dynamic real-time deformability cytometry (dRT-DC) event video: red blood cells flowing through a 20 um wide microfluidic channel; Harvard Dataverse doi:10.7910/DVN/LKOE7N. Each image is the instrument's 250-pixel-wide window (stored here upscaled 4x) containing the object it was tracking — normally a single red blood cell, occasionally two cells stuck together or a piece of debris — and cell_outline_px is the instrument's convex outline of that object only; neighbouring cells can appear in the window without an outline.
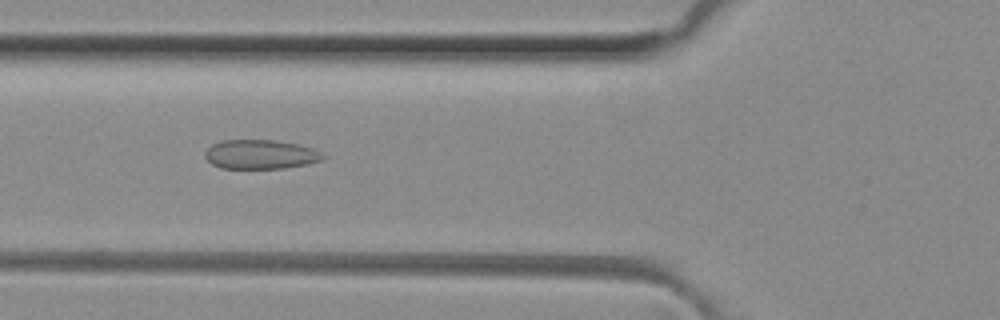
{"species": "common noctule bat (a hibernating species)", "species_latin": "Nyctalus noctula", "temperature_condition": "room temperature", "stored_images_in_passage": 36, "camera_frame_rate_fps": 3000, "um_per_image_px": 0.085, "animal": {"sex": "female", "body_mass_g": 29.2, "forearm_length_mm": 56.3}, "frame": {"image": 1, "passage_image": 7, "time_ms": 2.0, "image_size_px": [1000, 320], "cell_outline_px": [[324, 156], [320, 160], [304, 164], [284, 168], [220, 168], [212, 164], [204, 156], [204, 152], [212, 144], [224, 140], [276, 140], [300, 144], [312, 148], [320, 152]], "centroid_in_image_um": [22.1, 13.11], "position_along_channel_um": 103.7, "area_um2": 19.94}}
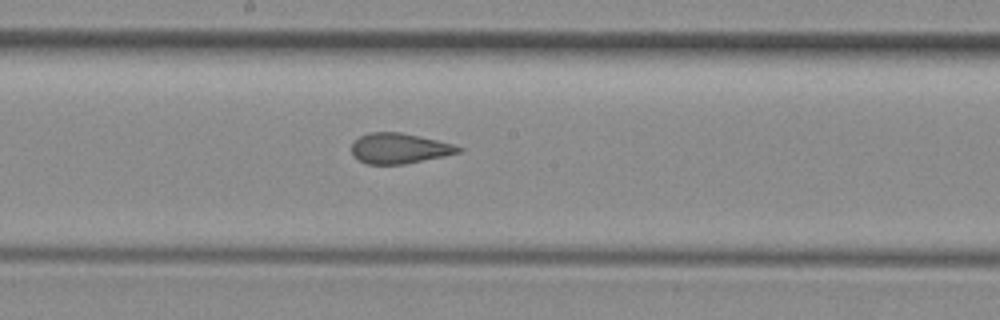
{"frame": {"image": 2, "passage_image": 15, "time_ms": 4.667, "image_size_px": [1000, 320], "cell_outline_px": [[464, 148], [460, 152], [444, 156], [404, 164], [368, 164], [352, 156], [352, 144], [360, 136], [368, 132], [400, 132], [436, 140], [452, 144]], "centroid_in_image_um": [33.92, 12.61], "position_along_channel_um": 214.3, "area_um2": 18.73}}
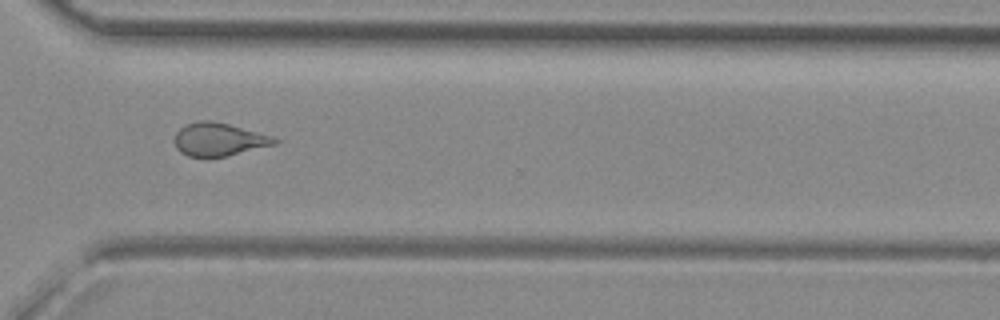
{"frame": {"image": 3, "passage_image": 25, "time_ms": 8.0, "image_size_px": [1000, 320], "cell_outline_px": [[280, 140], [276, 144], [224, 156], [188, 156], [180, 152], [176, 148], [176, 132], [184, 124], [196, 120], [208, 120], [228, 124], [272, 136]], "centroid_in_image_um": [18.58, 11.83], "position_along_channel_um": 352.0, "area_um2": 18.96}, "authors_computed_cell_mechanics": {"area_um2": 19.1896, "velocity_mm_per_s": 4.1353, "shape_relaxation_time_tau1_ms": null, "shape_relaxation_time_tau2_ms": 1.5331, "deformation_change_tau1": null, "deformation_change_tau2": 0.0841}}